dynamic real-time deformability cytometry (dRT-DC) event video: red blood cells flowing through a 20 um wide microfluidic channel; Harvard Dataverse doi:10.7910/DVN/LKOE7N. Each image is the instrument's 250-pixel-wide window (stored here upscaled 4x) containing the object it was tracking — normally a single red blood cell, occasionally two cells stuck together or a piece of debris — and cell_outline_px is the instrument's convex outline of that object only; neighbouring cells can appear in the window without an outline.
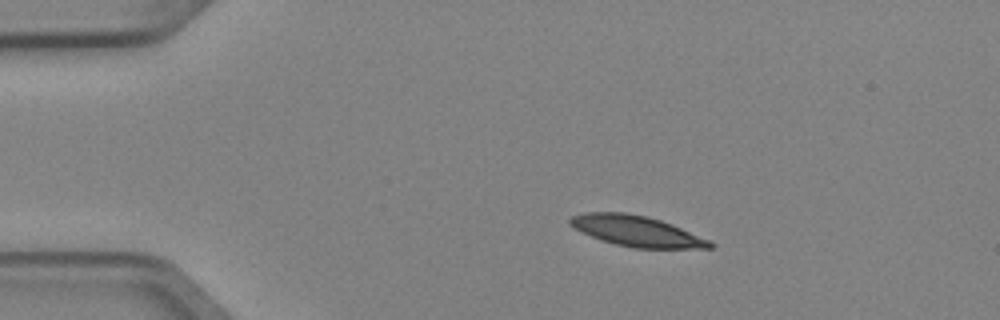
{"species": "Egyptian fruit bat (a non-hibernating species)", "species_latin": "Rousettus aegyptiacus", "temperature_condition": "cold", "stored_images_in_passage": 5, "camera_frame_rate_fps": 3000, "um_per_image_px": 0.085, "animal": {"sex": "female"}, "frame": {"image": 1, "passage_image": 3, "time_ms": 0.667, "image_size_px": [1000, 320], "cell_outline_px": [[716, 244], [712, 248], [636, 248], [616, 244], [600, 240], [572, 228], [568, 224], [568, 220], [572, 216], [584, 212], [624, 212], [648, 216], [672, 224], [712, 240]], "centroid_in_image_um": [54.12, 19.64], "position_along_channel_um": 30.9, "area_um2": 25.26}}
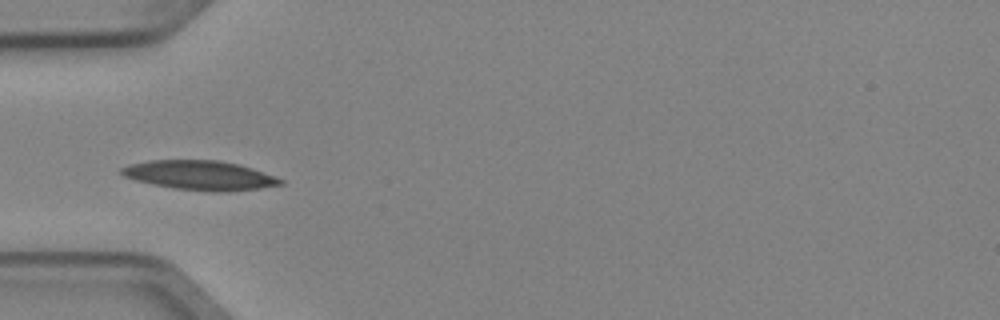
{"frame": {"image": 2, "passage_image": 5, "time_ms": 1.333, "image_size_px": [1000, 320], "cell_outline_px": [[284, 184], [260, 188], [228, 192], [216, 192], [172, 188], [152, 184], [136, 180], [124, 176], [120, 172], [120, 168], [128, 164], [148, 160], [220, 160], [240, 164], [252, 168], [284, 180]], "centroid_in_image_um": [16.98, 14.9], "position_along_channel_um": 68.0, "area_um2": 27.34}}